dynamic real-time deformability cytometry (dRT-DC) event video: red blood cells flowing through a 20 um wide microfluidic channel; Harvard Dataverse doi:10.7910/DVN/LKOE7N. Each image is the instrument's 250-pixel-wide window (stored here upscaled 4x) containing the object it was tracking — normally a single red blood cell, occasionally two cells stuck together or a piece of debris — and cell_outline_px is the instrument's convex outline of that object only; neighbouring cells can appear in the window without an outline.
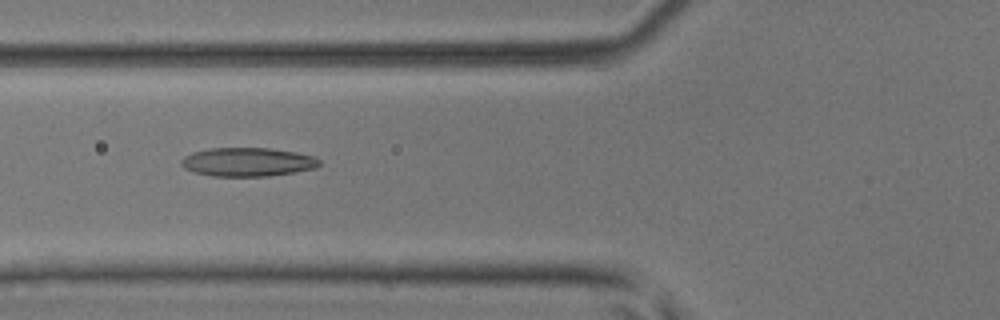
{"species": "common noctule bat (a hibernating species)", "species_latin": "Nyctalus noctula", "temperature_condition": "room temperature", "stored_images_in_passage": 30, "camera_frame_rate_fps": 3000, "um_per_image_px": 0.085, "animal": {"sex": "male", "body_mass_g": 17.9, "forearm_length_mm": 54.2}, "frame": {"image": 1, "passage_image": 6, "time_ms": 1.667, "image_size_px": [1000, 320], "cell_outline_px": [[320, 164], [316, 168], [268, 176], [212, 176], [192, 172], [184, 168], [180, 164], [180, 160], [184, 156], [192, 152], [212, 148], [268, 148], [296, 152], [316, 156], [320, 160]], "centroid_in_image_um": [21.03, 13.77], "position_along_channel_um": 104.8, "area_um2": 23.24}}
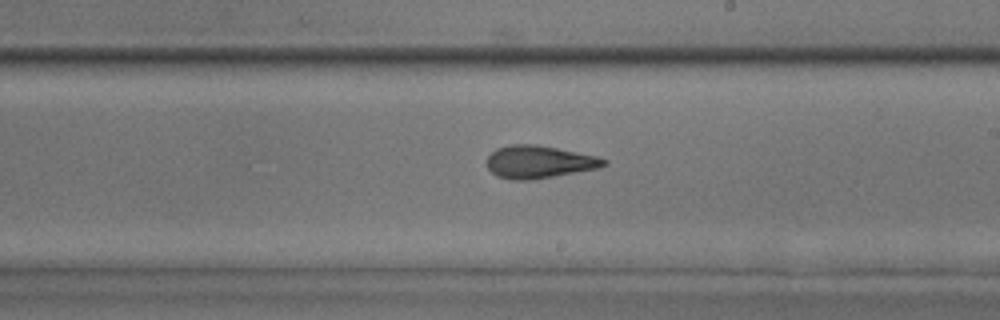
{"frame": {"image": 2, "passage_image": 16, "time_ms": 5.0, "image_size_px": [1000, 320], "cell_outline_px": [[608, 164], [600, 168], [532, 180], [512, 180], [496, 176], [488, 168], [488, 156], [496, 148], [508, 144], [536, 144], [596, 156], [608, 160]], "centroid_in_image_um": [45.82, 13.76], "position_along_channel_um": 243.2, "area_um2": 22.31}}
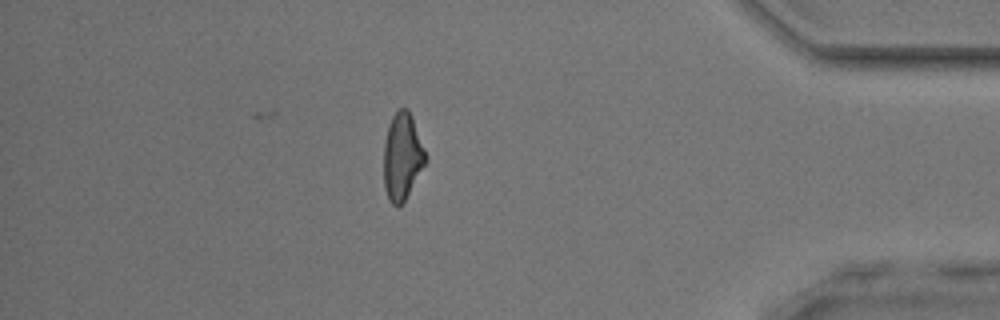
{"frame": {"image": 3, "passage_image": 30, "time_ms": 9.667, "image_size_px": [1000, 320], "cell_outline_px": [[428, 160], [404, 200], [396, 208], [388, 200], [384, 188], [384, 144], [388, 124], [392, 116], [400, 108], [408, 108], [412, 116], [428, 156]], "centroid_in_image_um": [34.2, 13.29], "position_along_channel_um": 401.0, "area_um2": 21.39}, "authors_computed_cell_mechanics": {"area_um2": 21.8484, "velocity_mm_per_s": 4.1688, "shape_relaxation_time_tau1_ms": 9.1396, "shape_relaxation_time_tau2_ms": 1.987, "deformation_change_tau1": 0.257, "deformation_change_tau2": 0.104}}